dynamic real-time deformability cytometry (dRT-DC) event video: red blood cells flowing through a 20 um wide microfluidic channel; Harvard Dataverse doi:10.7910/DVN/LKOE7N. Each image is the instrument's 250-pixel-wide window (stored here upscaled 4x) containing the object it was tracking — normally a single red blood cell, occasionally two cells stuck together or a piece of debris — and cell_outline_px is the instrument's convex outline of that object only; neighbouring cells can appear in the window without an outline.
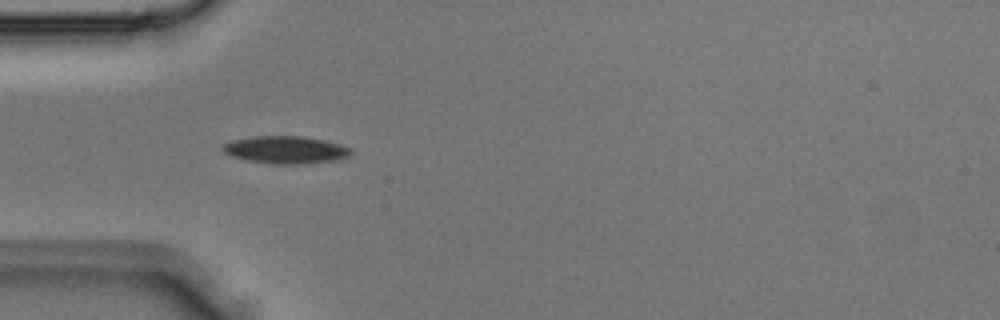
{"species": "Egyptian fruit bat (a non-hibernating species)", "species_latin": "Rousettus aegyptiacus", "temperature_condition": "room temperature", "stored_images_in_passage": 1, "camera_frame_rate_fps": 3000, "um_per_image_px": 0.085, "animal": {"sex": "male"}, "frame": {"image": 1, "passage_image": 1, "time_ms": 0.0, "image_size_px": [1000, 320], "cell_outline_px": [[352, 152], [348, 156], [340, 160], [304, 164], [272, 164], [248, 160], [232, 156], [224, 152], [220, 148], [224, 144], [232, 140], [252, 136], [304, 136], [324, 140], [340, 144], [352, 148]], "centroid_in_image_um": [24.31, 12.73], "position_along_channel_um": 60.7, "area_um2": 20.75}}